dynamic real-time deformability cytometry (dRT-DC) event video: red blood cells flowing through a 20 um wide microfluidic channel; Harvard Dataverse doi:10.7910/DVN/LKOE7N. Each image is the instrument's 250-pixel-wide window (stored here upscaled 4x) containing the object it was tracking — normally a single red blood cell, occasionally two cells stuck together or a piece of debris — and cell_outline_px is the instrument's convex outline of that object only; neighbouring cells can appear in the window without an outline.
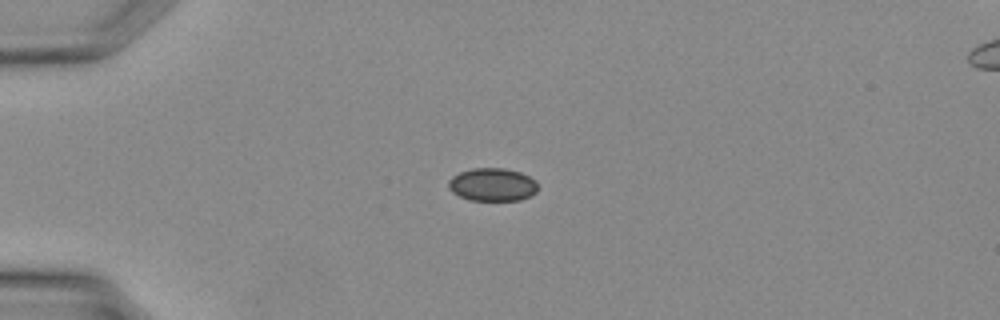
{"species": "Egyptian fruit bat (a non-hibernating species)", "species_latin": "Rousettus aegyptiacus", "temperature_condition": "warm", "stored_images_in_passage": 28, "camera_frame_rate_fps": 3000, "um_per_image_px": 0.085, "animal": {"sex": "female"}, "frame": {"image": 1, "passage_image": 1, "time_ms": 0.0, "image_size_px": [1000, 320], "cell_outline_px": [[536, 192], [532, 196], [520, 200], [468, 200], [452, 192], [448, 188], [448, 180], [452, 176], [460, 172], [472, 168], [504, 168], [520, 172], [536, 180]], "centroid_in_image_um": [41.84, 15.69], "position_along_channel_um": 43.2, "area_um2": 17.28}}
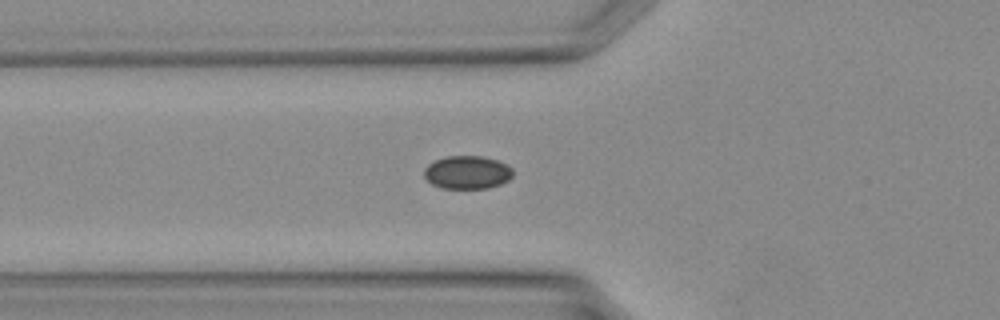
{"frame": {"image": 2, "passage_image": 5, "time_ms": 1.333, "image_size_px": [1000, 320], "cell_outline_px": [[512, 176], [508, 180], [500, 184], [488, 188], [440, 188], [432, 184], [424, 176], [424, 168], [428, 164], [436, 160], [448, 156], [480, 156], [496, 160], [508, 164], [512, 168]], "centroid_in_image_um": [39.72, 14.65], "position_along_channel_um": 86.1, "area_um2": 17.11}}
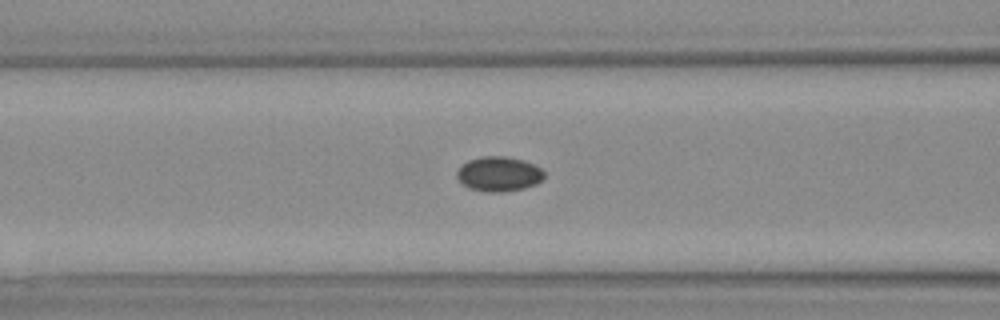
{"frame": {"image": 3, "passage_image": 7, "time_ms": 2.0, "image_size_px": [1000, 320], "cell_outline_px": [[544, 176], [536, 184], [524, 188], [504, 192], [492, 192], [468, 188], [456, 176], [456, 172], [468, 160], [484, 156], [500, 156], [520, 160], [532, 164], [540, 168], [544, 172]], "centroid_in_image_um": [42.39, 14.8], "position_along_channel_um": 124.2, "area_um2": 17.28}}